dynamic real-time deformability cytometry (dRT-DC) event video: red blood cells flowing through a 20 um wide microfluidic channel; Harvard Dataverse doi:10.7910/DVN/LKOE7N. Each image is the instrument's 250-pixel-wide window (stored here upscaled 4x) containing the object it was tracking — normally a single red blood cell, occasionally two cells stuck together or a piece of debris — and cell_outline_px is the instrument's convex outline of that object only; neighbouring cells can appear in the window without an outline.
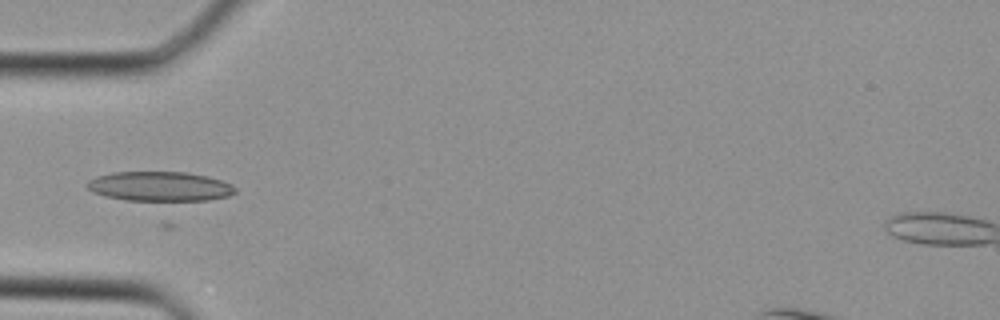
{"species": "Egyptian fruit bat (a non-hibernating species)", "species_latin": "Rousettus aegyptiacus", "temperature_condition": "cold", "stored_images_in_passage": 15, "camera_frame_rate_fps": 3000, "um_per_image_px": 0.085, "animal": {"sex": "female"}, "frame": {"image": 1, "passage_image": 3, "time_ms": 0.667, "image_size_px": [1000, 320], "cell_outline_px": [[236, 192], [228, 196], [208, 200], [124, 200], [104, 196], [92, 192], [88, 188], [88, 180], [96, 176], [112, 172], [188, 172], [208, 176], [232, 184], [236, 188]], "centroid_in_image_um": [13.58, 15.83], "position_along_channel_um": 71.4, "area_um2": 25.55}}
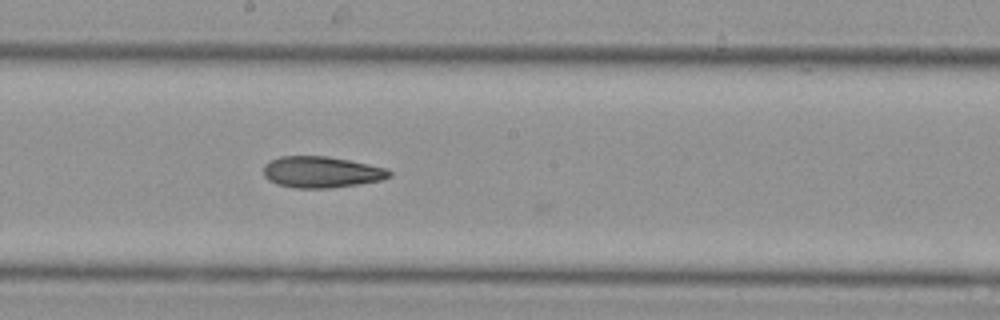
{"frame": {"image": 2, "passage_image": 11, "time_ms": 3.333, "image_size_px": [1000, 320], "cell_outline_px": [[392, 176], [380, 180], [332, 188], [292, 188], [276, 184], [268, 180], [264, 176], [264, 164], [268, 160], [280, 156], [328, 156], [388, 168], [392, 172]], "centroid_in_image_um": [27.29, 14.62], "position_along_channel_um": 220.9, "area_um2": 23.12}}
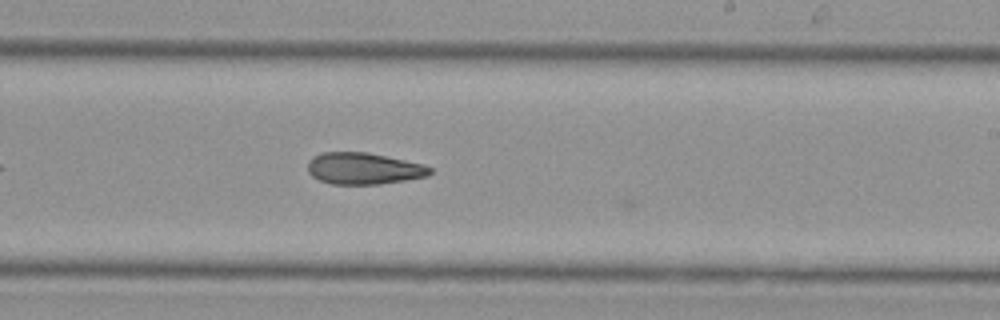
{"frame": {"image": 3, "passage_image": 13, "time_ms": 4.0, "image_size_px": [1000, 320], "cell_outline_px": [[432, 172], [428, 176], [380, 184], [332, 184], [320, 180], [312, 176], [308, 172], [308, 160], [312, 156], [324, 152], [368, 152], [424, 164], [432, 168]], "centroid_in_image_um": [30.91, 14.32], "position_along_channel_um": 258.1, "area_um2": 22.6}}